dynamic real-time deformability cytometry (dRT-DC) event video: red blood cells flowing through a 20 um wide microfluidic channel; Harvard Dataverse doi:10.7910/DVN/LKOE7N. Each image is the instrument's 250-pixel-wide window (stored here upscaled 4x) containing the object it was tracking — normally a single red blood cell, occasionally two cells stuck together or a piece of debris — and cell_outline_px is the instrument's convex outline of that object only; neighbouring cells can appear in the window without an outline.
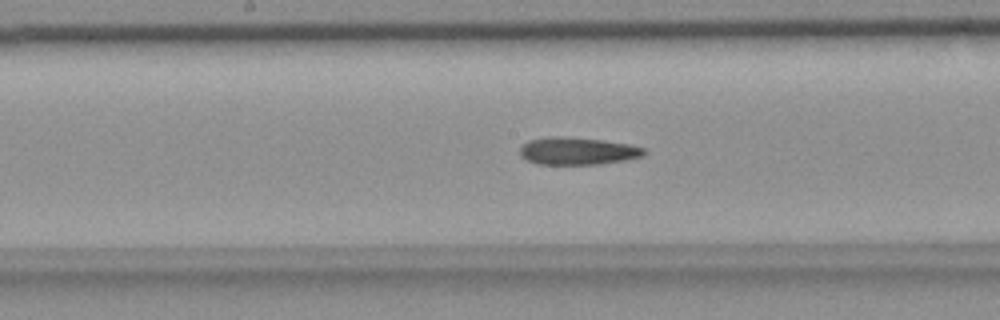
{"species": "common noctule bat (a hibernating species)", "species_latin": "Nyctalus noctula", "temperature_condition": "room temperature", "stored_images_in_passage": 55, "camera_frame_rate_fps": 3000, "um_per_image_px": 0.085, "animal": {"sex": "female", "body_mass_g": 18.4}, "frame": {"image": 1, "passage_image": 27, "time_ms": 8.667, "image_size_px": [1000, 320], "cell_outline_px": [[644, 156], [624, 160], [600, 164], [536, 164], [524, 160], [520, 156], [520, 148], [528, 140], [552, 136], [556, 136], [600, 140], [628, 144], [644, 148]], "centroid_in_image_um": [49.04, 12.85], "position_along_channel_um": 199.2, "area_um2": 19.71}}
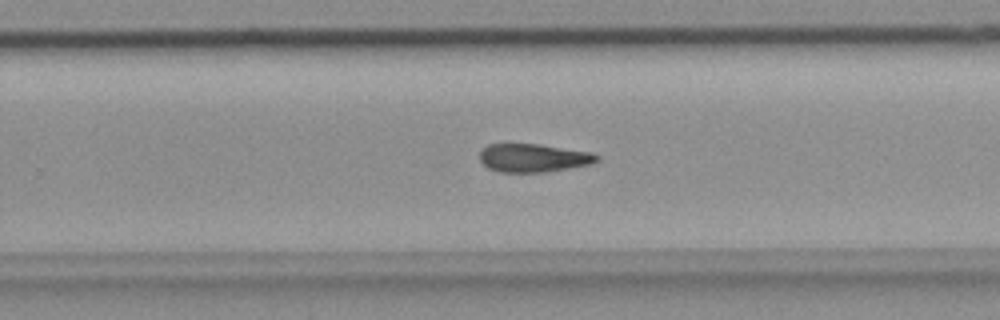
{"frame": {"image": 2, "passage_image": 34, "time_ms": 11.0, "image_size_px": [1000, 320], "cell_outline_px": [[600, 160], [592, 164], [544, 172], [500, 172], [488, 168], [480, 160], [480, 148], [488, 144], [540, 144], [592, 152], [600, 156]], "centroid_in_image_um": [45.35, 13.41], "position_along_channel_um": 284.4, "area_um2": 19.48}}
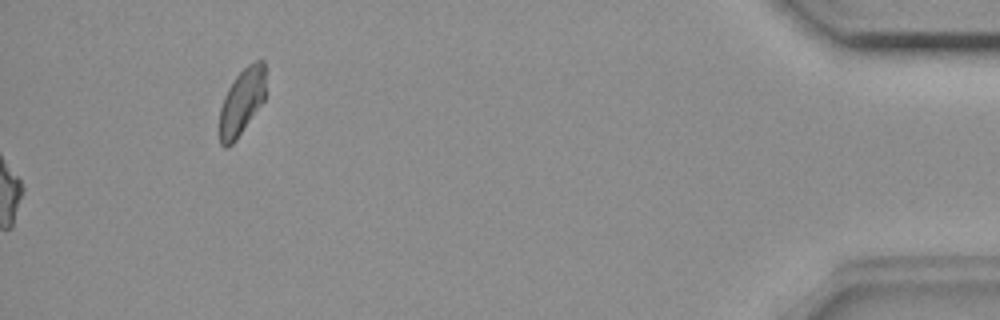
{"frame": {"image": 3, "passage_image": 55, "time_ms": 18.0, "image_size_px": [1000, 320], "cell_outline_px": [[264, 100], [236, 140], [228, 148], [224, 148], [220, 144], [220, 108], [224, 96], [228, 88], [236, 76], [248, 64], [256, 60], [264, 60]], "centroid_in_image_um": [20.53, 8.67], "position_along_channel_um": 414.7, "area_um2": 17.63}}